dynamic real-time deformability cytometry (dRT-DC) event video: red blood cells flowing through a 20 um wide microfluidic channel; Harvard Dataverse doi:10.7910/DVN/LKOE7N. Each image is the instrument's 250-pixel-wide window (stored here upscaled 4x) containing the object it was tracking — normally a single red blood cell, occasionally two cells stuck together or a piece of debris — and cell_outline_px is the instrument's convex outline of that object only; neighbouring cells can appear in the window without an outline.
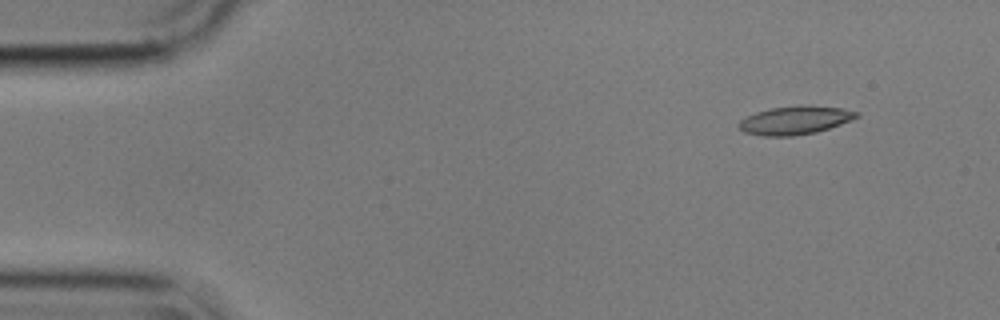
{"species": "common noctule bat (a hibernating species)", "species_latin": "Nyctalus noctula", "temperature_condition": "cold", "stored_images_in_passage": 12, "camera_frame_rate_fps": 3000, "um_per_image_px": 0.085, "animal": {"sex": "male", "body_mass_g": 17.9}, "frame": {"image": 1, "passage_image": 1, "time_ms": 0.0, "image_size_px": [1000, 320], "cell_outline_px": [[860, 116], [840, 124], [816, 132], [792, 136], [764, 136], [744, 132], [736, 124], [740, 120], [756, 112], [772, 108], [840, 108], [860, 112]], "centroid_in_image_um": [67.53, 10.27], "position_along_channel_um": 17.5, "area_um2": 18.44}}
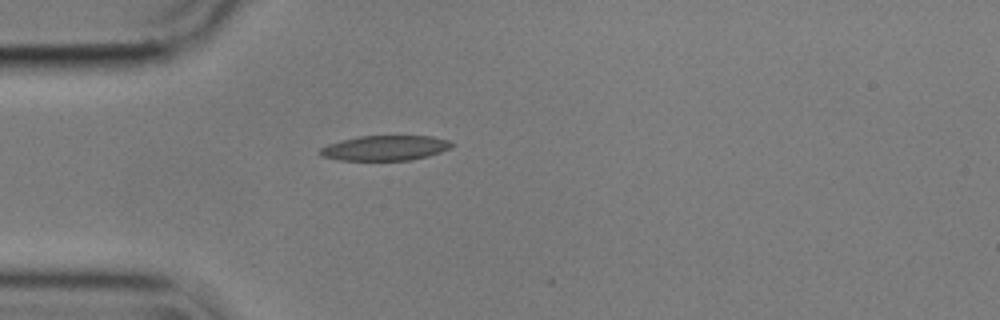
{"frame": {"image": 2, "passage_image": 11, "time_ms": 3.333, "image_size_px": [1000, 320], "cell_outline_px": [[452, 144], [448, 148], [440, 152], [428, 156], [412, 160], [340, 160], [320, 156], [320, 148], [328, 144], [360, 136], [432, 136], [448, 140]], "centroid_in_image_um": [32.72, 12.58], "position_along_channel_um": 52.3, "area_um2": 18.96}}